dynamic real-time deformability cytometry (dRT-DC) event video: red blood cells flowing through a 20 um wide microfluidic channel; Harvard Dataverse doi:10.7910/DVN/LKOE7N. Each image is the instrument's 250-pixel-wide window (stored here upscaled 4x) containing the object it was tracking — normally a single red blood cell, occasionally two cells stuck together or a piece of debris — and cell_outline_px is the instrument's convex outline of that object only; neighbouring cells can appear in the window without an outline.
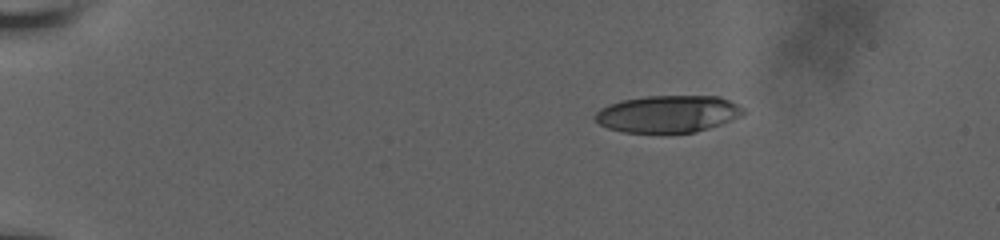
{"species": "human", "species_latin": "Homo sapiens", "temperature_condition": "room temperature", "stored_images_in_passage": 47, "camera_frame_rate_fps": 3000, "um_per_image_px": 0.085, "donor": {"sex": "male"}, "frame": {"image": 1, "passage_image": 1, "time_ms": 0.0, "image_size_px": [1000, 240], "cell_outline_px": [[748, 112], [744, 116], [696, 132], [660, 136], [624, 132], [608, 128], [600, 124], [592, 116], [600, 108], [608, 104], [620, 100], [648, 96], [720, 96], [744, 108]], "centroid_in_image_um": [56.77, 9.72], "position_along_channel_um": 28.2, "area_um2": 33.18}}
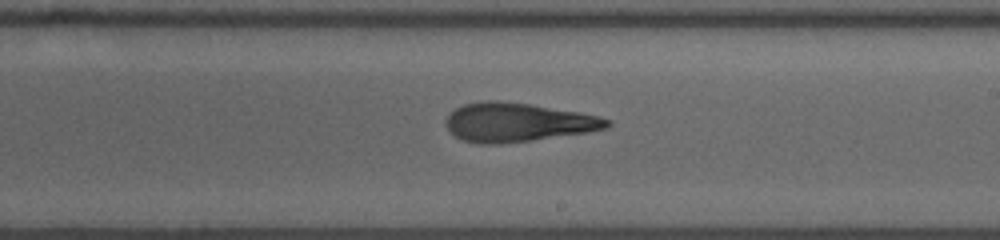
{"frame": {"image": 2, "passage_image": 26, "time_ms": 8.333, "image_size_px": [1000, 240], "cell_outline_px": [[612, 124], [608, 128], [588, 132], [532, 140], [496, 144], [480, 144], [460, 140], [444, 124], [444, 120], [456, 108], [464, 104], [488, 100], [496, 100], [528, 104], [580, 112], [600, 116], [612, 120]], "centroid_in_image_um": [44.02, 10.4], "position_along_channel_um": 245.0, "area_um2": 36.47}}
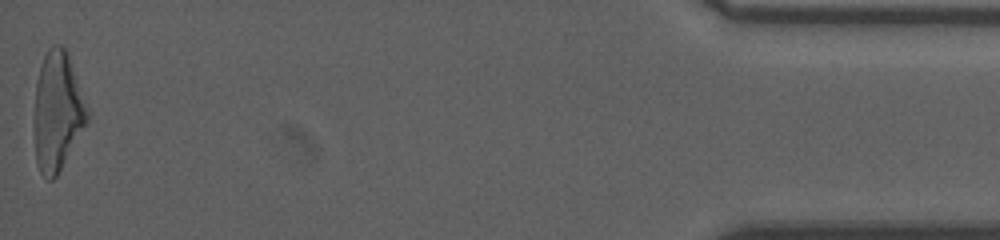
{"frame": {"image": 3, "passage_image": 47, "time_ms": 15.333, "image_size_px": [1000, 240], "cell_outline_px": [[92, 112], [88, 120], [56, 176], [52, 180], [48, 180], [40, 172], [36, 164], [36, 80], [44, 56], [48, 48], [52, 44], [60, 44], [68, 52]], "centroid_in_image_um": [4.94, 9.39], "position_along_channel_um": 430.3, "area_um2": 36.65}, "authors_computed_cell_mechanics": {"area_um2": 36.2984, "velocity_mm_per_s": 3.8417, "shape_relaxation_time_tau1_ms": null, "shape_relaxation_time_tau2_ms": 2.5578, "deformation_change_tau1": null, "deformation_change_tau2": 0.1345}}